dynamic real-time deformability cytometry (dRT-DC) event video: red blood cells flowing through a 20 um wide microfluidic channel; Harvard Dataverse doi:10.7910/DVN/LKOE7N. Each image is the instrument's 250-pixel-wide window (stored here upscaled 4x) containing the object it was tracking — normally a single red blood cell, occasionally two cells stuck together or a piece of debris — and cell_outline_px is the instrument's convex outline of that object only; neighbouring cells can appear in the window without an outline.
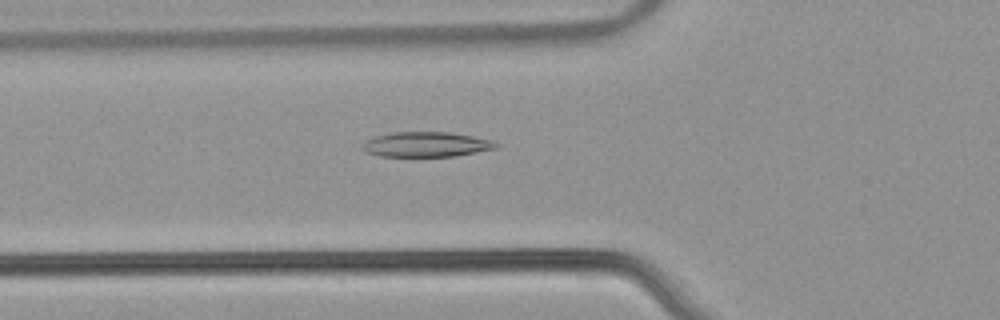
{"species": "common noctule bat (a hibernating species)", "species_latin": "Nyctalus noctula", "temperature_condition": "warm", "stored_images_in_passage": 52, "camera_frame_rate_fps": 3000, "um_per_image_px": 0.085, "animal": {"sex": "male", "body_mass_g": 21.5, "forearm_length_mm": 52.0}, "frame": {"image": 1, "passage_image": 19, "time_ms": 6.0, "image_size_px": [1000, 320], "cell_outline_px": [[500, 144], [496, 148], [456, 156], [380, 156], [364, 152], [360, 148], [368, 140], [376, 136], [392, 132], [448, 132], [472, 136], [488, 140]], "centroid_in_image_um": [36.2, 12.28], "position_along_channel_um": 89.6, "area_um2": 19.25}}
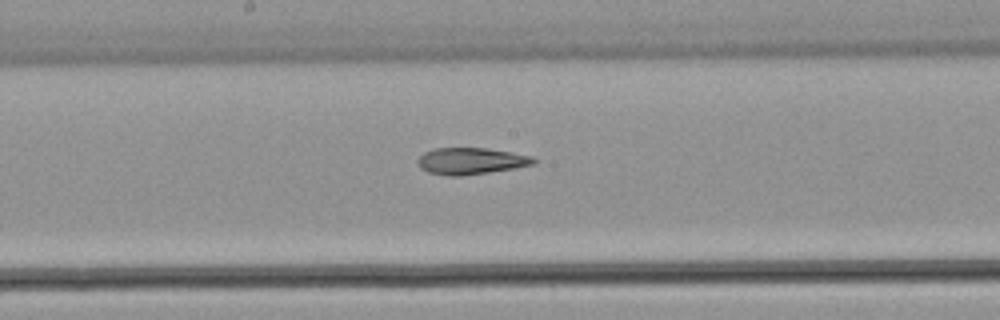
{"frame": {"image": 2, "passage_image": 28, "time_ms": 9.0, "image_size_px": [1000, 320], "cell_outline_px": [[536, 160], [532, 164], [516, 168], [460, 176], [448, 176], [428, 172], [420, 168], [416, 160], [424, 152], [432, 148], [484, 148], [512, 152], [532, 156]], "centroid_in_image_um": [39.99, 13.68], "position_along_channel_um": 208.2, "area_um2": 17.98}}
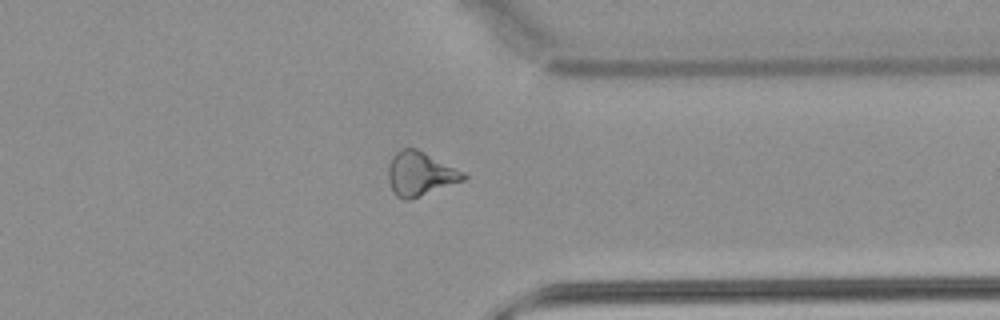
{"frame": {"image": 3, "passage_image": 41, "time_ms": 13.333, "image_size_px": [1000, 320], "cell_outline_px": [[468, 176], [464, 180], [408, 200], [404, 200], [396, 196], [392, 192], [388, 180], [388, 168], [392, 156], [400, 148], [416, 148], [464, 172]], "centroid_in_image_um": [35.68, 14.77], "position_along_channel_um": 375.7, "area_um2": 19.13}, "authors_computed_cell_mechanics": {"area_um2": 19.9121, "velocity_mm_per_s": 3.9435, "shape_relaxation_time_tau1_ms": null, "shape_relaxation_time_tau2_ms": 6.3835, "deformation_change_tau1": null, "deformation_change_tau2": 0.1595}}